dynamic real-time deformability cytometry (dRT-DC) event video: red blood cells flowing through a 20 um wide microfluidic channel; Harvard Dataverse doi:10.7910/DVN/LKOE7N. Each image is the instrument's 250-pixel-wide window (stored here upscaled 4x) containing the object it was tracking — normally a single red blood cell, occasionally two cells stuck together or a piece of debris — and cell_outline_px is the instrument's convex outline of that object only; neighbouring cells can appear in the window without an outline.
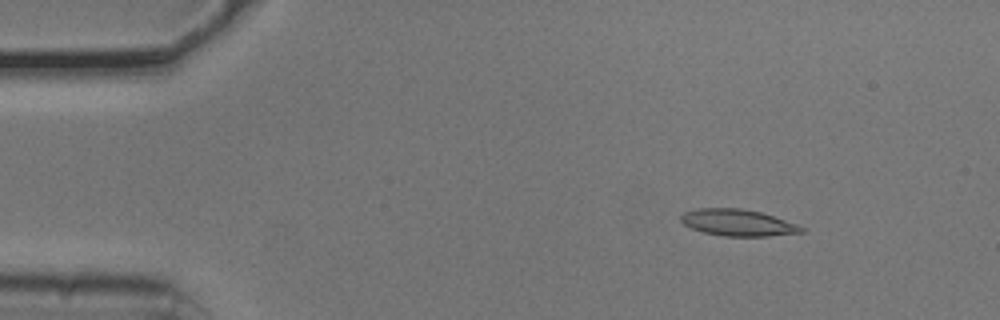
{"species": "common noctule bat (a hibernating species)", "species_latin": "Nyctalus noctula", "temperature_condition": "cold", "stored_images_in_passage": 11, "camera_frame_rate_fps": 3000, "um_per_image_px": 0.085, "animal": {"sex": "male", "body_mass_g": 20.5, "forearm_length_mm": 52.5}, "frame": {"image": 1, "passage_image": 7, "time_ms": 2.0, "image_size_px": [1000, 320], "cell_outline_px": [[804, 232], [768, 236], [724, 236], [704, 232], [692, 228], [684, 224], [680, 220], [680, 216], [684, 212], [696, 208], [740, 208], [760, 212], [796, 224], [804, 228]], "centroid_in_image_um": [62.68, 18.92], "position_along_channel_um": 22.3, "area_um2": 18.5}}